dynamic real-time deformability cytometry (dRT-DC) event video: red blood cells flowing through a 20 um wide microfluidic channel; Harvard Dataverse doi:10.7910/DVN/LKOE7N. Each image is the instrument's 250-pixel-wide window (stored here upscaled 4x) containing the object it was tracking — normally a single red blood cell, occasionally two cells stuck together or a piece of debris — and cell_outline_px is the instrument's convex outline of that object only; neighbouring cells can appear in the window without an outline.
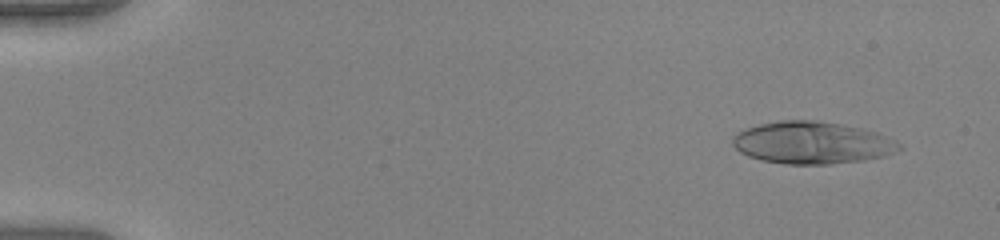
{"species": "human", "species_latin": "Homo sapiens", "temperature_condition": "warm", "stored_images_in_passage": 51, "camera_frame_rate_fps": 3000, "um_per_image_px": 0.085, "donor": {"sex": "female"}, "frame": {"image": 1, "passage_image": 4, "time_ms": 1.0, "image_size_px": [1000, 240], "cell_outline_px": [[904, 148], [884, 156], [864, 160], [828, 164], [784, 164], [760, 160], [748, 156], [740, 152], [732, 144], [732, 136], [744, 128], [760, 124], [780, 120], [816, 120], [840, 124], [860, 128], [876, 132], [896, 140]], "centroid_in_image_um": [69.01, 12.13], "position_along_channel_um": 16.0, "area_um2": 41.1}}
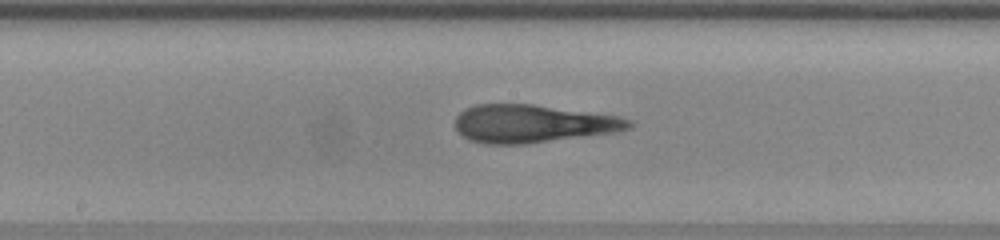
{"frame": {"image": 2, "passage_image": 28, "time_ms": 9.0, "image_size_px": [1000, 240], "cell_outline_px": [[636, 124], [632, 128], [616, 132], [524, 144], [484, 144], [468, 140], [456, 128], [456, 116], [464, 108], [476, 104], [532, 104], [620, 116], [632, 120]], "centroid_in_image_um": [45.31, 10.51], "position_along_channel_um": 202.9, "area_um2": 38.61}}
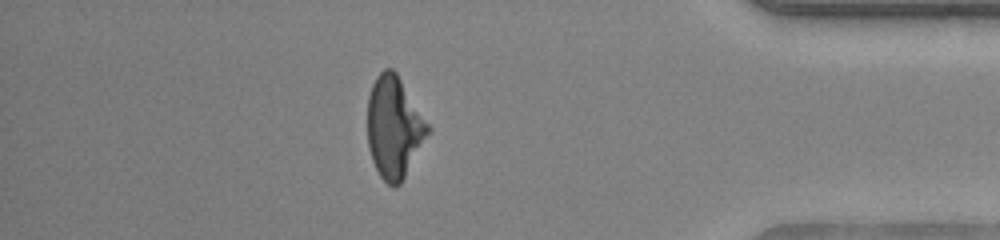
{"frame": {"image": 3, "passage_image": 45, "time_ms": 14.667, "image_size_px": [1000, 240], "cell_outline_px": [[432, 128], [400, 184], [396, 188], [392, 188], [380, 176], [372, 160], [368, 148], [368, 96], [372, 84], [376, 76], [384, 68], [392, 68], [396, 72]], "centroid_in_image_um": [33.49, 10.81], "position_along_channel_um": 401.7, "area_um2": 35.78}, "authors_computed_cell_mechanics": {"area_um2": 38.726, "velocity_mm_per_s": 4.0439, "shape_relaxation_time_tau1_ms": 10.6449, "shape_relaxation_time_tau2_ms": 1.7457, "deformation_change_tau1": 0.3708, "deformation_change_tau2": 0.1151}}